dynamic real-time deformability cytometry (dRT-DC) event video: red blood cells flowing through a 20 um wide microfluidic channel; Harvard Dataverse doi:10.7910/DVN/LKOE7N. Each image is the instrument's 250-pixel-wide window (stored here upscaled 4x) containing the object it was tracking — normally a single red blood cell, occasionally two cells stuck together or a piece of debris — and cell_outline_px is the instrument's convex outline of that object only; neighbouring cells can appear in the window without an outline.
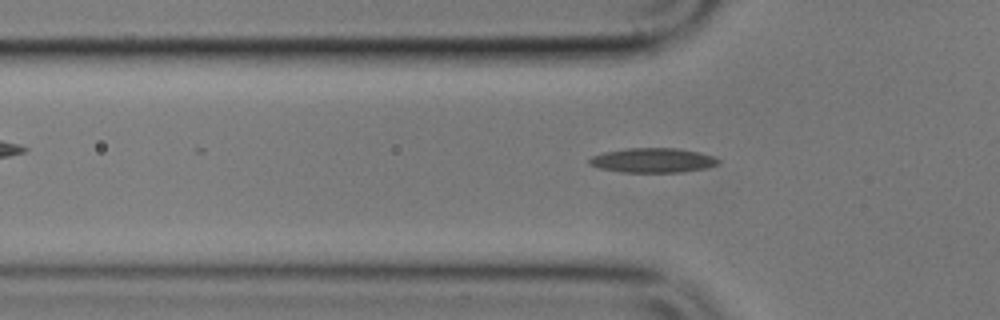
{"species": "common noctule bat (a hibernating species)", "species_latin": "Nyctalus noctula", "temperature_condition": "cold", "stored_images_in_passage": 50, "camera_frame_rate_fps": 3000, "um_per_image_px": 0.085, "animal": {"sex": "male", "body_mass_g": 17.9}, "frame": {"image": 1, "passage_image": 16, "time_ms": 5.0, "image_size_px": [1000, 320], "cell_outline_px": [[720, 164], [708, 168], [680, 172], [620, 172], [600, 168], [588, 164], [588, 160], [592, 156], [604, 152], [628, 148], [676, 148], [696, 152], [712, 156], [720, 160]], "centroid_in_image_um": [55.48, 13.63], "position_along_channel_um": 70.3, "area_um2": 18.44}}
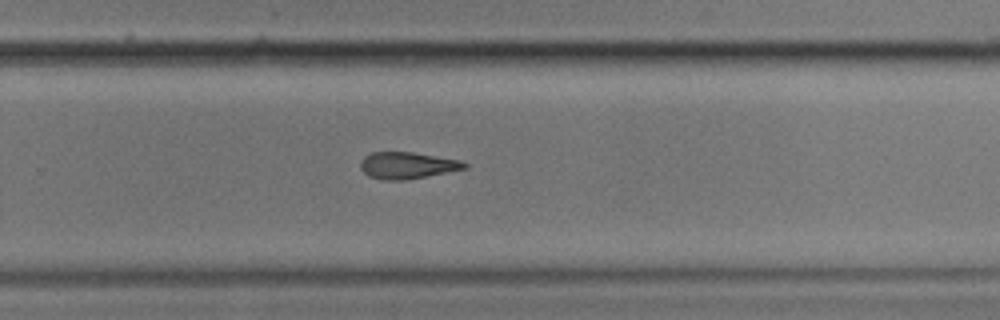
{"frame": {"image": 2, "passage_image": 35, "time_ms": 11.333, "image_size_px": [1000, 320], "cell_outline_px": [[468, 168], [404, 180], [384, 180], [368, 176], [360, 168], [360, 160], [364, 156], [372, 152], [412, 152], [460, 160], [468, 164]], "centroid_in_image_um": [34.59, 14.05], "position_along_channel_um": 295.2, "area_um2": 16.13}}
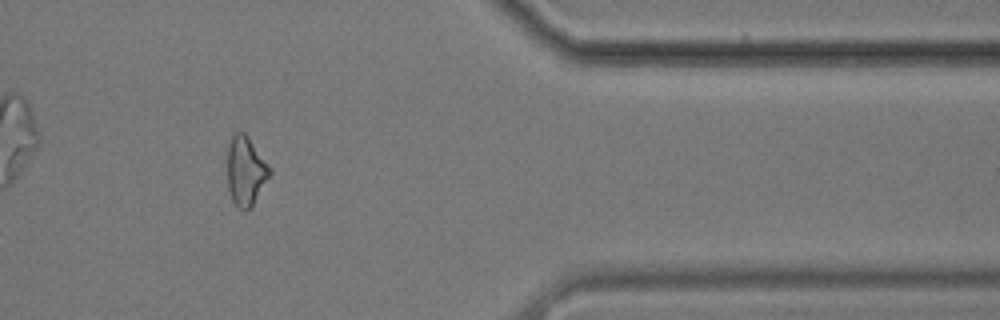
{"frame": {"image": 3, "passage_image": 45, "time_ms": 14.667, "image_size_px": [1000, 320], "cell_outline_px": [[272, 172], [252, 204], [244, 212], [232, 200], [228, 188], [228, 144], [232, 136], [236, 132], [244, 132], [248, 136], [272, 168]], "centroid_in_image_um": [20.89, 14.49], "position_along_channel_um": 390.5, "area_um2": 16.88}}